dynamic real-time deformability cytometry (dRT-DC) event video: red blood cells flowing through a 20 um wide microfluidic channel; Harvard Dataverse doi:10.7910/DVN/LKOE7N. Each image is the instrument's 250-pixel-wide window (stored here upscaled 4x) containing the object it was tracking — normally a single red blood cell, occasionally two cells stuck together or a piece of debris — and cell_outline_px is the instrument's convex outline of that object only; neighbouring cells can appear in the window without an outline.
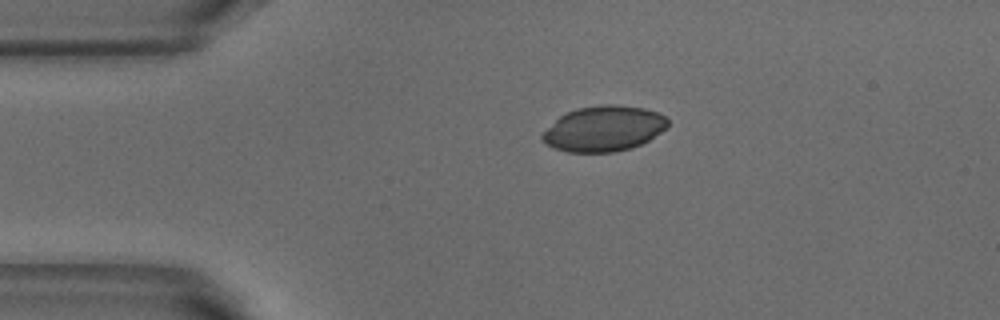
{"species": "common noctule bat (a hibernating species)", "species_latin": "Nyctalus noctula", "temperature_condition": "warm", "stored_images_in_passage": 2, "camera_frame_rate_fps": 3000, "um_per_image_px": 0.085, "animal": {"sex": "male", "body_mass_g": 18.8}, "frame": {"image": 1, "passage_image": 1, "time_ms": 0.0, "image_size_px": [1000, 320], "cell_outline_px": [[668, 128], [648, 140], [632, 148], [612, 152], [568, 152], [552, 148], [540, 136], [564, 112], [576, 108], [600, 104], [612, 104], [644, 108], [656, 112], [664, 116], [668, 120]], "centroid_in_image_um": [51.33, 10.93], "position_along_channel_um": 33.7, "area_um2": 33.18}}